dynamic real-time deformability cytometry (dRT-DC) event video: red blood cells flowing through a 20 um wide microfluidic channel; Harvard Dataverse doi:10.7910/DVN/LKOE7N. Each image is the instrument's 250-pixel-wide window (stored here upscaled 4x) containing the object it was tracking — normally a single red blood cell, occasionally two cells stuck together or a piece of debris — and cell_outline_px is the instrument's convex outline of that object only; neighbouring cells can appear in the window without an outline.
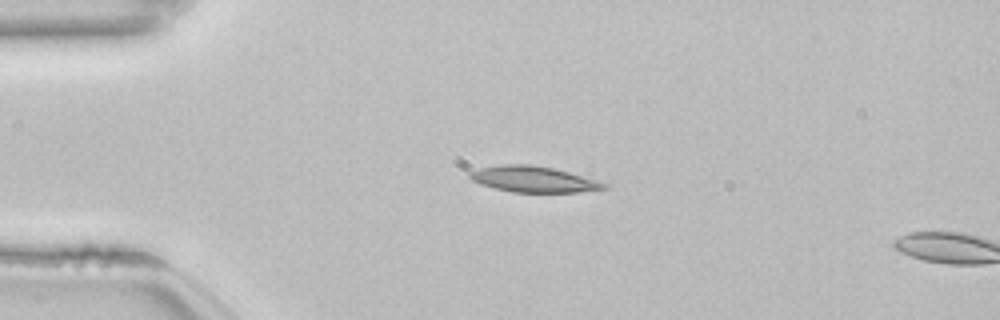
{"species": "common noctule bat (a hibernating species)", "species_latin": "Nyctalus noctula", "temperature_condition": "room temperature", "stored_images_in_passage": 3, "camera_frame_rate_fps": 3000, "um_per_image_px": 0.085, "animal": {"sex": "female", "body_mass_g": 22.7, "forearm_length_mm": 54.2}, "frame": {"image": 1, "passage_image": 1, "time_ms": 0.0, "image_size_px": [1000, 320], "cell_outline_px": [[608, 188], [576, 192], [512, 192], [480, 184], [472, 180], [468, 176], [468, 172], [480, 168], [500, 164], [532, 164], [552, 168], [568, 172], [596, 180], [608, 184]], "centroid_in_image_um": [45.31, 15.23], "position_along_channel_um": 39.7, "area_um2": 20.17}}